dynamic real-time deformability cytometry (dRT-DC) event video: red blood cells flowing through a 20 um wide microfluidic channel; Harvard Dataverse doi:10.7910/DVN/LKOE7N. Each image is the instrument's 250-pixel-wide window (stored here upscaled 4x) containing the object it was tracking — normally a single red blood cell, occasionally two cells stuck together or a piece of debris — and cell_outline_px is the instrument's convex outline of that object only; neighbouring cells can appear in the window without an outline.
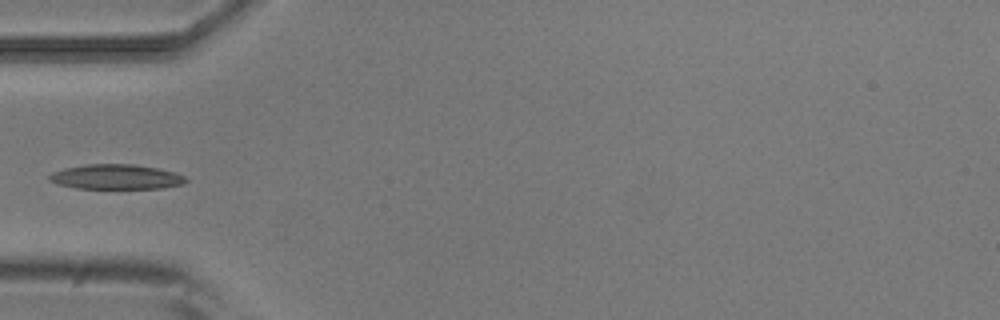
{"species": "common noctule bat (a hibernating species)", "species_latin": "Nyctalus noctula", "temperature_condition": "room temperature", "stored_images_in_passage": 5, "camera_frame_rate_fps": 3000, "um_per_image_px": 0.085, "animal": {"sex": "male", "body_mass_g": 20.5, "forearm_length_mm": 52.5}, "frame": {"image": 1, "passage_image": 5, "time_ms": 1.333, "image_size_px": [1000, 320], "cell_outline_px": [[188, 180], [184, 184], [160, 188], [76, 188], [60, 184], [48, 180], [48, 176], [52, 172], [64, 168], [84, 164], [132, 164], [156, 168], [172, 172], [184, 176]], "centroid_in_image_um": [9.84, 15.03], "position_along_channel_um": 75.2, "area_um2": 19.59}}